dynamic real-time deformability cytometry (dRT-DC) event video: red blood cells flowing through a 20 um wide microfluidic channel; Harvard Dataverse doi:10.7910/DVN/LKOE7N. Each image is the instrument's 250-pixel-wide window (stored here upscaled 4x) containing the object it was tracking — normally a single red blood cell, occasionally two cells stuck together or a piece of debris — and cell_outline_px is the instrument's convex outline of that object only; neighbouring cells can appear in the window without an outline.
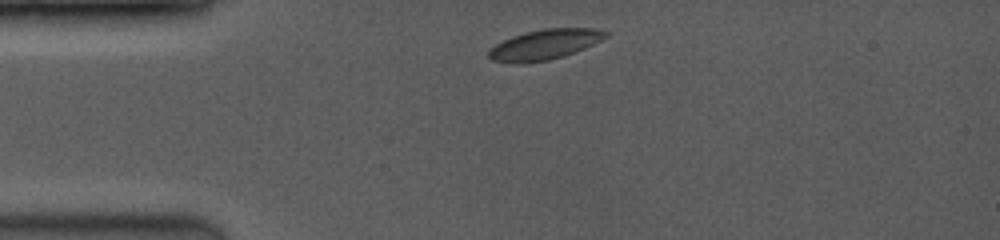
{"species": "common noctule bat (a hibernating species)", "species_latin": "Nyctalus noctula", "temperature_condition": "room temperature", "stored_images_in_passage": 20, "camera_frame_rate_fps": 3500, "um_per_image_px": 0.085, "animal": {"sex": "female", "body_mass_g": 19.0, "forearm_length_mm": 53.3}, "frame": {"image": 1, "passage_image": 1, "time_ms": 0.0, "image_size_px": [1000, 240], "cell_outline_px": [[608, 36], [584, 48], [564, 56], [548, 60], [520, 64], [512, 64], [492, 60], [488, 56], [488, 52], [496, 44], [512, 36], [524, 32], [544, 28], [592, 28], [608, 32]], "centroid_in_image_um": [46.26, 3.79], "position_along_channel_um": 38.7, "area_um2": 20.52}}
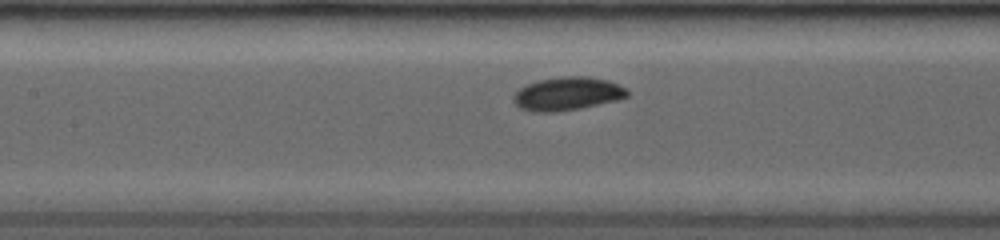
{"frame": {"image": 2, "passage_image": 9, "time_ms": 3.714, "image_size_px": [1000, 240], "cell_outline_px": [[628, 96], [616, 100], [580, 108], [556, 112], [532, 112], [520, 108], [512, 100], [512, 96], [520, 88], [528, 84], [540, 80], [560, 76], [584, 76], [608, 80], [624, 88], [628, 92]], "centroid_in_image_um": [48.18, 7.97], "position_along_channel_um": 159.2, "area_um2": 21.91}}
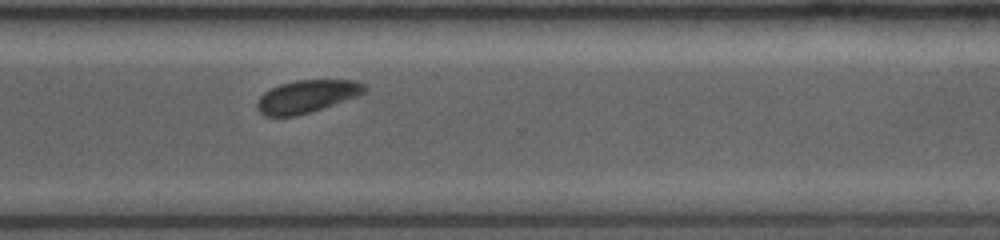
{"frame": {"image": 3, "passage_image": 20, "time_ms": 8.286, "image_size_px": [1000, 240], "cell_outline_px": [[368, 88], [364, 92], [356, 96], [296, 116], [264, 116], [256, 108], [256, 100], [264, 92], [280, 84], [296, 80], [356, 80], [364, 84]], "centroid_in_image_um": [26.03, 8.18], "position_along_channel_um": 344.6, "area_um2": 20.17}}